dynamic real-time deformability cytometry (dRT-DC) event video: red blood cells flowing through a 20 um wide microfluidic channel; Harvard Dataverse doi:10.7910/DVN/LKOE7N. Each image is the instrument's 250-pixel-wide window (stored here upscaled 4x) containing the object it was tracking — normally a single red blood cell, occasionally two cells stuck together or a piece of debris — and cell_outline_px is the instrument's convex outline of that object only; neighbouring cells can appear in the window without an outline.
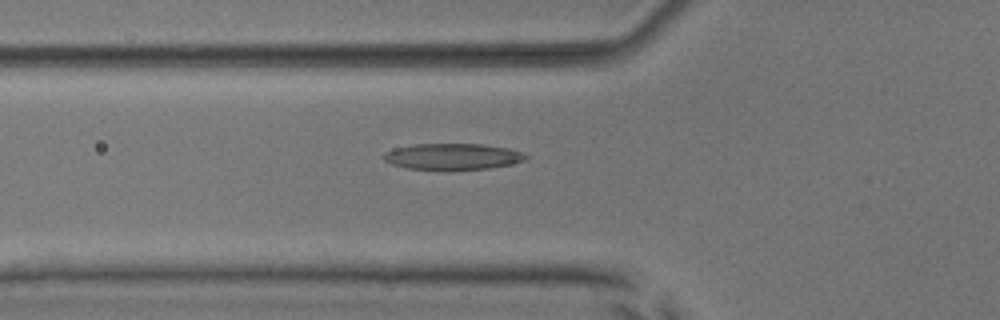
{"species": "common noctule bat (a hibernating species)", "species_latin": "Nyctalus noctula", "temperature_condition": "room temperature", "stored_images_in_passage": 49, "camera_frame_rate_fps": 3000, "um_per_image_px": 0.085, "animal": {"sex": "male", "body_mass_g": 17.9, "forearm_length_mm": 54.2}, "frame": {"image": 1, "passage_image": 15, "time_ms": 4.667, "image_size_px": [1000, 320], "cell_outline_px": [[528, 156], [524, 160], [512, 164], [492, 168], [408, 168], [392, 164], [384, 160], [384, 152], [396, 148], [412, 144], [484, 144], [508, 148], [520, 152]], "centroid_in_image_um": [38.49, 13.28], "position_along_channel_um": 87.3, "area_um2": 21.1}}
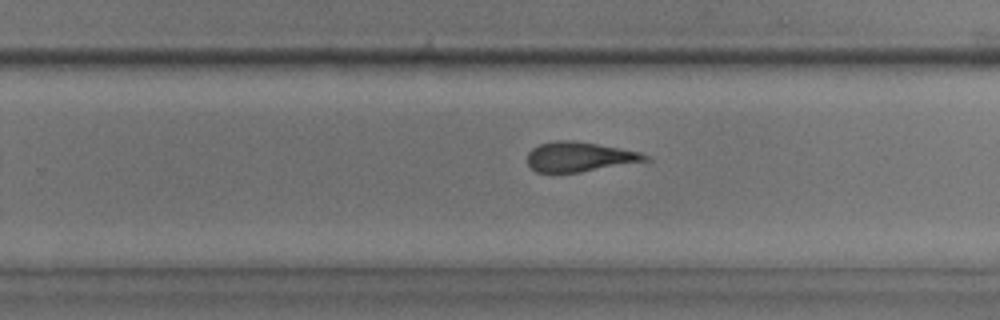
{"frame": {"image": 2, "passage_image": 30, "time_ms": 9.667, "image_size_px": [1000, 320], "cell_outline_px": [[652, 160], [648, 164], [580, 172], [536, 172], [528, 164], [528, 152], [532, 148], [540, 144], [556, 140], [572, 140], [620, 148], [640, 152], [652, 156]], "centroid_in_image_um": [49.46, 13.35], "position_along_channel_um": 280.3, "area_um2": 21.27}}
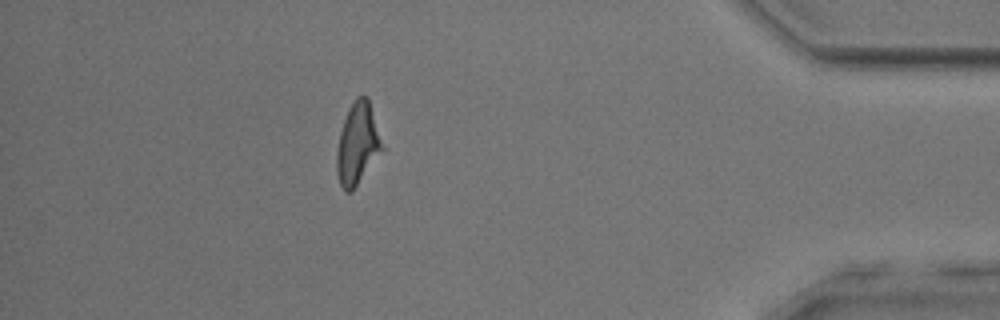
{"frame": {"image": 3, "passage_image": 43, "time_ms": 14.0, "image_size_px": [1000, 320], "cell_outline_px": [[384, 148], [352, 192], [344, 192], [340, 184], [336, 172], [336, 152], [340, 132], [348, 108], [356, 96], [368, 96]], "centroid_in_image_um": [30.38, 12.23], "position_along_channel_um": 404.8, "area_um2": 21.62}, "authors_computed_cell_mechanics": {"area_um2": 21.964, "velocity_mm_per_s": 3.866, "shape_relaxation_time_tau1_ms": 5.7733, "shape_relaxation_time_tau2_ms": 4.0821, "deformation_change_tau1": 0.1425, "deformation_change_tau2": 0.1786}}